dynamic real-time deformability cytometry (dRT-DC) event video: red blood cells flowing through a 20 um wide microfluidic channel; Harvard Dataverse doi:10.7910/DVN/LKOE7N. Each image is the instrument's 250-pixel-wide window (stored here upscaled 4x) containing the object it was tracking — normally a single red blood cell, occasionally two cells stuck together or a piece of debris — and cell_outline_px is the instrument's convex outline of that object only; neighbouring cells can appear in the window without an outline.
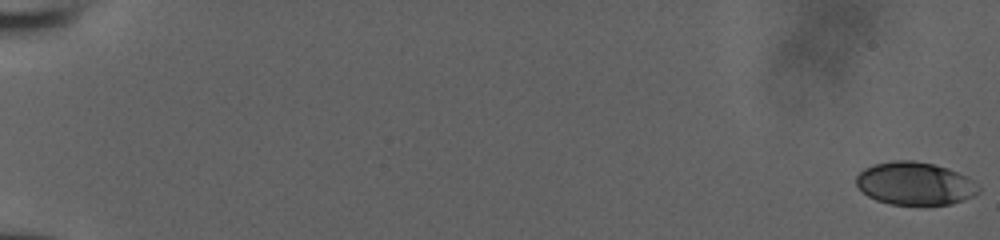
{"species": "human", "species_latin": "Homo sapiens", "temperature_condition": "room temperature", "stored_images_in_passage": 54, "camera_frame_rate_fps": 3000, "um_per_image_px": 0.085, "donor": {"sex": "male"}, "frame": {"image": 1, "passage_image": 1, "time_ms": 0.0, "image_size_px": [1000, 240], "cell_outline_px": [[980, 192], [964, 200], [948, 204], [892, 204], [876, 200], [868, 196], [856, 184], [856, 176], [864, 168], [876, 164], [892, 160], [912, 160], [932, 164], [948, 168], [968, 176], [980, 188]], "centroid_in_image_um": [77.78, 15.59], "position_along_channel_um": 7.2, "area_um2": 30.4}}
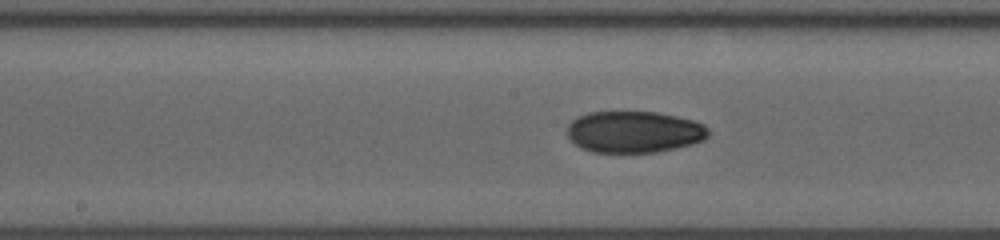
{"frame": {"image": 2, "passage_image": 31, "time_ms": 10.0, "image_size_px": [1000, 240], "cell_outline_px": [[708, 136], [704, 140], [692, 144], [676, 148], [656, 152], [592, 152], [580, 148], [568, 136], [568, 124], [572, 120], [588, 112], [656, 112], [676, 116], [692, 120], [704, 124], [708, 128]], "centroid_in_image_um": [53.91, 11.21], "position_along_channel_um": 194.3, "area_um2": 34.16}}
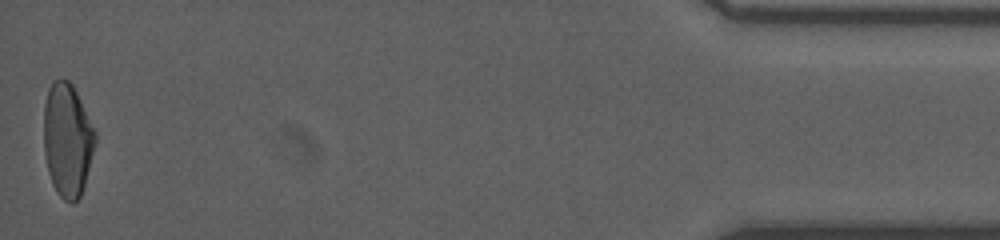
{"frame": {"image": 3, "passage_image": 54, "time_ms": 17.667, "image_size_px": [1000, 240], "cell_outline_px": [[96, 140], [84, 184], [80, 196], [72, 204], [64, 200], [56, 192], [52, 184], [48, 172], [44, 152], [44, 104], [48, 88], [52, 80], [68, 80], [72, 84], [96, 132]], "centroid_in_image_um": [5.71, 11.89], "position_along_channel_um": 429.5, "area_um2": 33.81}}